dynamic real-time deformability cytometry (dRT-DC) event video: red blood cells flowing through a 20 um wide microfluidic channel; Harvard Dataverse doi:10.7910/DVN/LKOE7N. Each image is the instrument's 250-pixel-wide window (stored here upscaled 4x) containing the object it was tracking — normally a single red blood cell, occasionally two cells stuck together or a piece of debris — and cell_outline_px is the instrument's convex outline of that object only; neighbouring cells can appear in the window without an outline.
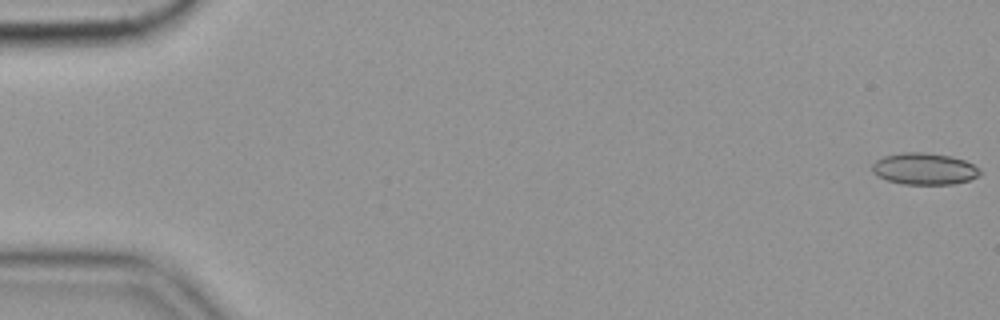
{"species": "common noctule bat (a hibernating species)", "species_latin": "Nyctalus noctula", "temperature_condition": "cold", "stored_images_in_passage": 57, "camera_frame_rate_fps": 3000, "um_per_image_px": 0.085, "animal": {"sex": "female", "body_mass_g": 19.9}, "frame": {"image": 1, "passage_image": 1, "time_ms": 0.0, "image_size_px": [1000, 320], "cell_outline_px": [[980, 172], [976, 176], [968, 180], [952, 184], [900, 184], [888, 180], [872, 172], [872, 164], [876, 160], [884, 156], [904, 152], [920, 152], [948, 156], [964, 160], [980, 168]], "centroid_in_image_um": [78.54, 14.35], "position_along_channel_um": 6.5, "area_um2": 19.59}}
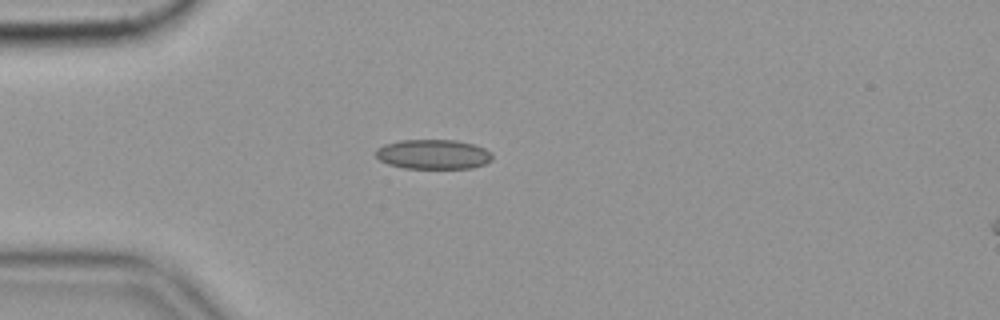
{"frame": {"image": 2, "passage_image": 16, "time_ms": 5.0, "image_size_px": [1000, 320], "cell_outline_px": [[492, 160], [484, 164], [472, 168], [404, 168], [388, 164], [380, 160], [376, 156], [376, 148], [384, 144], [400, 140], [456, 140], [472, 144], [484, 148], [492, 152]], "centroid_in_image_um": [36.82, 13.11], "position_along_channel_um": 48.2, "area_um2": 20.17}}
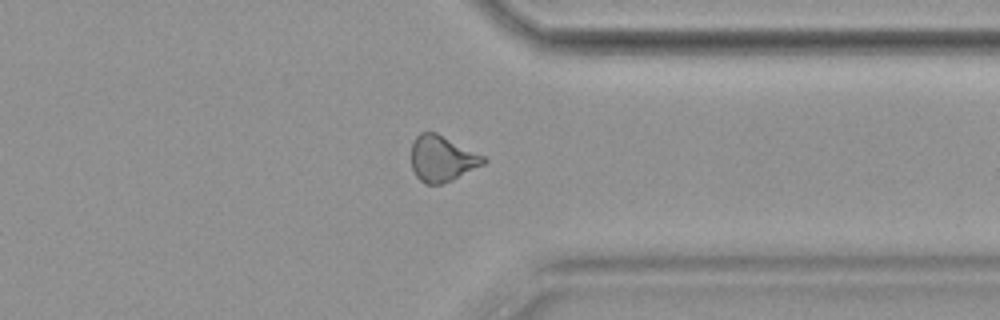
{"frame": {"image": 3, "passage_image": 45, "time_ms": 14.667, "image_size_px": [1000, 320], "cell_outline_px": [[488, 160], [484, 164], [452, 180], [440, 184], [424, 184], [416, 176], [412, 168], [412, 144], [416, 136], [420, 132], [436, 132], [484, 156]], "centroid_in_image_um": [37.57, 13.48], "position_along_channel_um": 373.8, "area_um2": 19.19}, "authors_computed_cell_mechanics": {"area_um2": 19.5942, "velocity_mm_per_s": 3.5546, "shape_relaxation_time_tau1_ms": 10.8713, "shape_relaxation_time_tau2_ms": 2.9211, "deformation_change_tau1": 0.1523, "deformation_change_tau2": 0.0793}}